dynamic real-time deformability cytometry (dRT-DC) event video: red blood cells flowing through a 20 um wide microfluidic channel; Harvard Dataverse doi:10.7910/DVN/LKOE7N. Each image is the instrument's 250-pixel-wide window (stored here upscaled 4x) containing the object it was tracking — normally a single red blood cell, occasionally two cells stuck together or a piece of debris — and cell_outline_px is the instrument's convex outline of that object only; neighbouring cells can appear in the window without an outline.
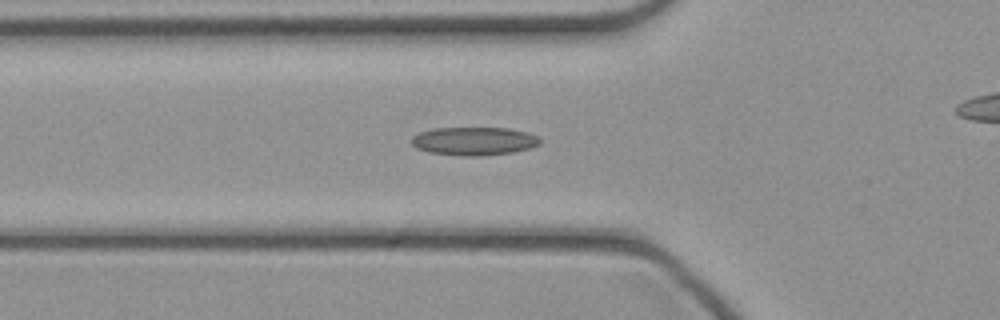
{"species": "common noctule bat (a hibernating species)", "species_latin": "Nyctalus noctula", "temperature_condition": "cold", "stored_images_in_passage": 40, "camera_frame_rate_fps": 3000, "um_per_image_px": 0.085, "animal": {"sex": "female", "body_mass_g": 21.9}, "frame": {"image": 1, "passage_image": 16, "time_ms": 5.0, "image_size_px": [1000, 320], "cell_outline_px": [[540, 144], [528, 148], [512, 152], [480, 156], [460, 156], [428, 152], [416, 148], [412, 144], [412, 136], [420, 132], [432, 128], [508, 128], [524, 132], [536, 136], [540, 140]], "centroid_in_image_um": [40.23, 12.0], "position_along_channel_um": 85.6, "area_um2": 21.04}}
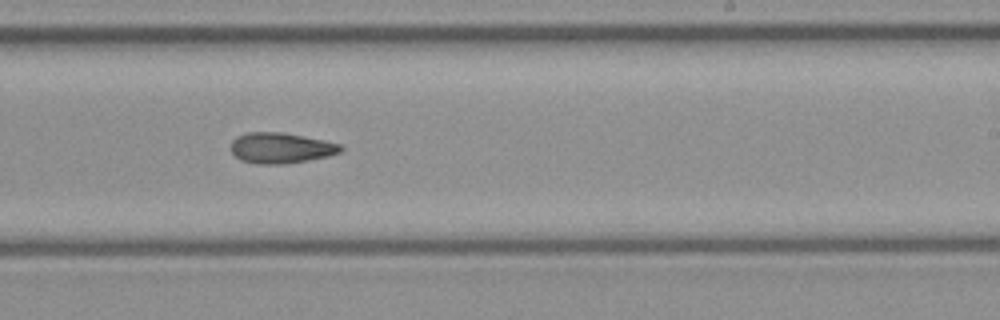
{"frame": {"image": 2, "passage_image": 28, "time_ms": 9.0, "image_size_px": [1000, 320], "cell_outline_px": [[344, 148], [340, 152], [328, 156], [308, 160], [284, 164], [260, 164], [240, 160], [228, 148], [232, 140], [236, 136], [248, 132], [284, 132], [324, 140], [340, 144]], "centroid_in_image_um": [23.84, 12.57], "position_along_channel_um": 265.2, "area_um2": 19.77}}
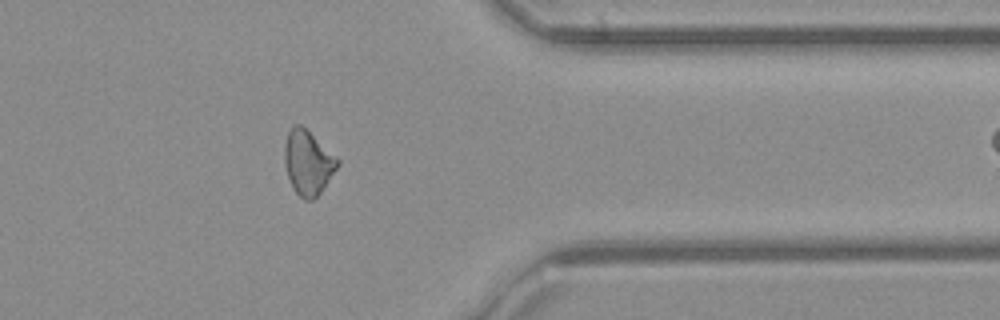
{"frame": {"image": 3, "passage_image": 37, "time_ms": 12.0, "image_size_px": [1000, 320], "cell_outline_px": [[340, 164], [320, 192], [312, 200], [304, 200], [296, 192], [288, 176], [284, 164], [284, 144], [288, 132], [292, 124], [300, 124], [336, 156], [340, 160]], "centroid_in_image_um": [26.16, 13.8], "position_along_channel_um": 385.2, "area_um2": 19.65}}